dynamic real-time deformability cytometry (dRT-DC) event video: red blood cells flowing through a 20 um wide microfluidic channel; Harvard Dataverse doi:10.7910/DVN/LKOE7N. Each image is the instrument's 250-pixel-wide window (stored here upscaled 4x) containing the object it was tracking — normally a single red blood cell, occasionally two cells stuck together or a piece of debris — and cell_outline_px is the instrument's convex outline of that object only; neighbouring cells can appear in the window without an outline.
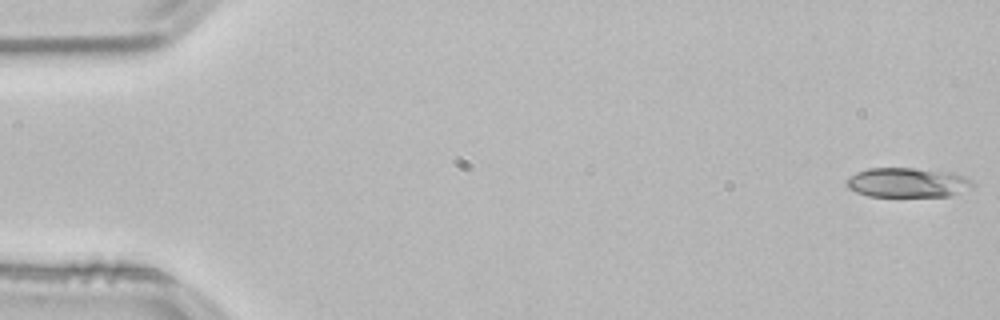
{"species": "common noctule bat (a hibernating species)", "species_latin": "Nyctalus noctula", "temperature_condition": "room temperature", "stored_images_in_passage": 16, "camera_frame_rate_fps": 3000, "um_per_image_px": 0.085, "animal": {"sex": "male", "body_mass_g": 21.5, "forearm_length_mm": 52.0}, "frame": {"image": 1, "passage_image": 1, "time_ms": 0.0, "image_size_px": [1000, 320], "cell_outline_px": [[976, 184], [972, 188], [952, 196], [868, 196], [856, 192], [848, 188], [848, 176], [856, 172], [868, 168], [912, 168], [952, 172], [964, 176], [972, 180]], "centroid_in_image_um": [77.19, 15.52], "position_along_channel_um": 7.8, "area_um2": 21.91}}